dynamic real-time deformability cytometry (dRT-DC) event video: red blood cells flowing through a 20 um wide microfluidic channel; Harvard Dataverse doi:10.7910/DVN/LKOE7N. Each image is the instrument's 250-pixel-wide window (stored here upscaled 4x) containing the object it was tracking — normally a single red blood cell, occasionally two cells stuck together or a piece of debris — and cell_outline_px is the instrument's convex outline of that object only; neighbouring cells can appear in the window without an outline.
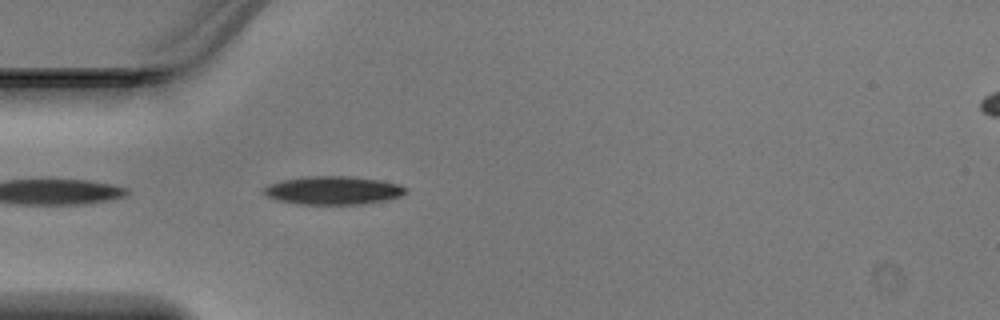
{"species": "Egyptian fruit bat (a non-hibernating species)", "species_latin": "Rousettus aegyptiacus", "temperature_condition": "warm", "stored_images_in_passage": 14, "camera_frame_rate_fps": 3000, "um_per_image_px": 0.085, "animal": {"sex": "male"}, "frame": {"image": 1, "passage_image": 1, "time_ms": 0.0, "image_size_px": [1000, 320], "cell_outline_px": [[408, 188], [400, 196], [384, 200], [360, 204], [300, 204], [280, 200], [268, 196], [264, 192], [264, 188], [268, 184], [280, 180], [304, 176], [352, 176], [380, 180], [400, 184]], "centroid_in_image_um": [28.32, 16.16], "position_along_channel_um": 56.7, "area_um2": 23.29}}
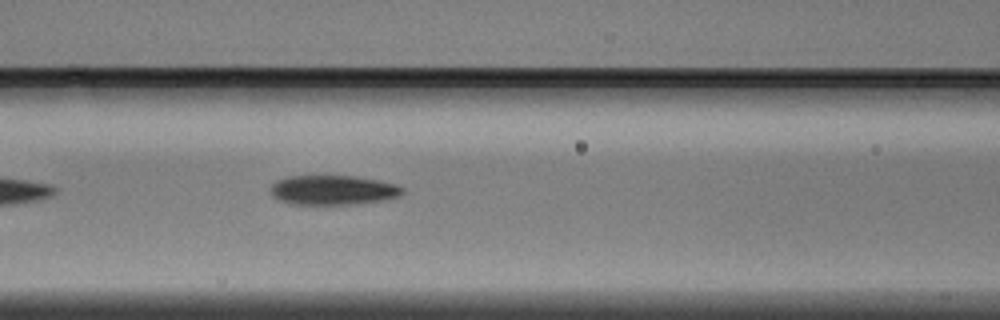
{"frame": {"image": 2, "passage_image": 7, "time_ms": 2.0, "image_size_px": [1000, 320], "cell_outline_px": [[404, 192], [400, 196], [384, 200], [356, 204], [292, 204], [280, 200], [272, 196], [272, 184], [276, 180], [288, 176], [352, 176], [376, 180], [396, 184], [404, 188]], "centroid_in_image_um": [28.32, 16.16], "position_along_channel_um": 138.3, "area_um2": 22.66}}
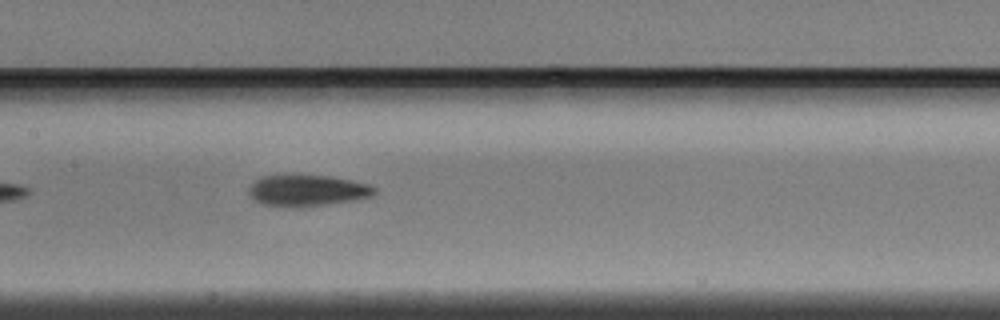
{"frame": {"image": 3, "passage_image": 10, "time_ms": 3.0, "image_size_px": [1000, 320], "cell_outline_px": [[376, 192], [372, 196], [352, 200], [324, 204], [292, 208], [264, 204], [256, 200], [248, 192], [248, 188], [256, 180], [264, 176], [284, 172], [328, 176], [368, 184], [376, 188]], "centroid_in_image_um": [26.06, 16.15], "position_along_channel_um": 181.3, "area_um2": 23.24}}